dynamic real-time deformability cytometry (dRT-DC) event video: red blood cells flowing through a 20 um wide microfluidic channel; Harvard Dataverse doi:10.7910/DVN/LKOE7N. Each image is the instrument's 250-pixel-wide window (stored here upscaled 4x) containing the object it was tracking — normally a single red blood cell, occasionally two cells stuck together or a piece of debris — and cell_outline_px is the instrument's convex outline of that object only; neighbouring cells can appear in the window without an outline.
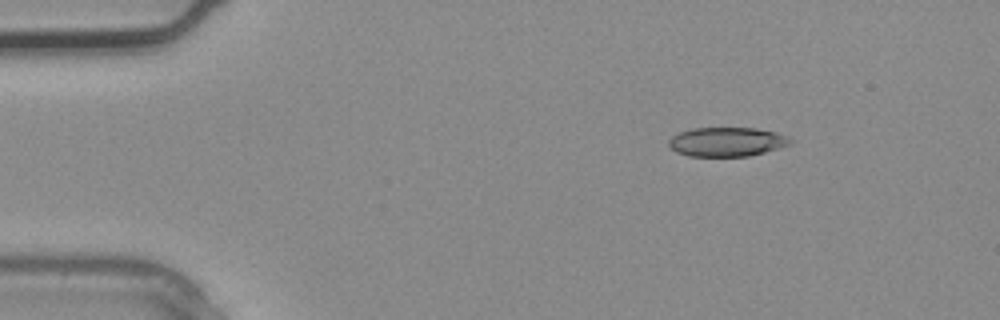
{"species": "common noctule bat (a hibernating species)", "species_latin": "Nyctalus noctula", "temperature_condition": "warm", "stored_images_in_passage": 3, "segment_of_instrument_passage": [1, 2], "camera_frame_rate_fps": 3000, "um_per_image_px": 0.085, "animal": {"sex": "male", "body_mass_g": 20.4}, "frame": {"image": 1, "passage_image": 1, "time_ms": 0.0, "image_size_px": [1000, 320], "cell_outline_px": [[792, 140], [788, 144], [764, 152], [748, 156], [688, 156], [676, 152], [668, 144], [668, 140], [672, 136], [680, 132], [692, 128], [756, 128], [776, 132]], "centroid_in_image_um": [61.72, 12.05], "position_along_channel_um": 23.3, "area_um2": 20.4}}